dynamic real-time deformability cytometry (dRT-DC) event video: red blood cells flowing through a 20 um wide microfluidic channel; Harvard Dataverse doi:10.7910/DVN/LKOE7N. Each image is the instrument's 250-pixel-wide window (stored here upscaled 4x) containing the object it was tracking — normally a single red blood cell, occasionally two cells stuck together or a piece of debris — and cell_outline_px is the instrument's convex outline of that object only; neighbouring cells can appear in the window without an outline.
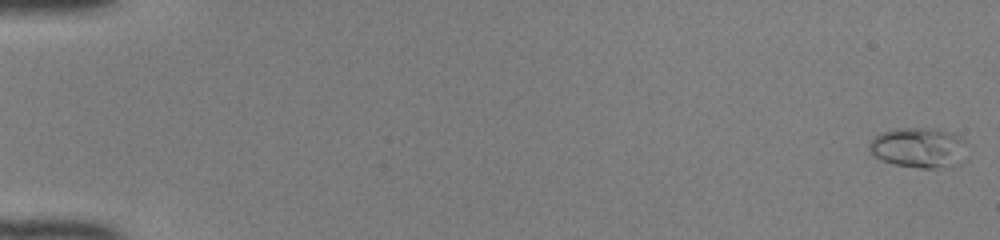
{"species": "common noctule bat (a hibernating species)", "species_latin": "Nyctalus noctula", "temperature_condition": "room temperature", "stored_images_in_passage": 50, "camera_frame_rate_fps": 3000, "um_per_image_px": 0.085, "animal": {"sex": "female", "body_mass_g": 22.0, "forearm_length_mm": 56.7}, "frame": {"image": 1, "passage_image": 1, "time_ms": 0.0, "image_size_px": [1000, 240], "cell_outline_px": [[960, 140], [952, 164], [936, 168], [920, 168], [896, 164], [872, 156], [868, 148], [868, 144], [880, 132], [896, 128], [928, 128], [952, 132], [960, 136]], "centroid_in_image_um": [77.84, 12.51], "position_along_channel_um": 7.2, "area_um2": 21.44}}
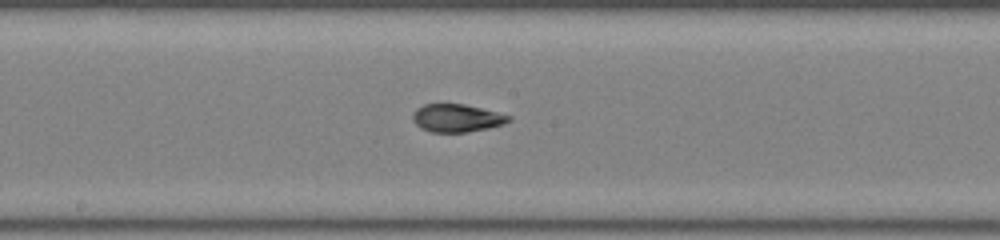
{"frame": {"image": 2, "passage_image": 28, "time_ms": 9.0, "image_size_px": [1000, 240], "cell_outline_px": [[512, 120], [504, 124], [488, 128], [468, 132], [432, 132], [420, 128], [412, 120], [412, 116], [416, 108], [424, 104], [464, 104], [512, 116]], "centroid_in_image_um": [38.82, 10.04], "position_along_channel_um": 209.4, "area_um2": 15.61}}
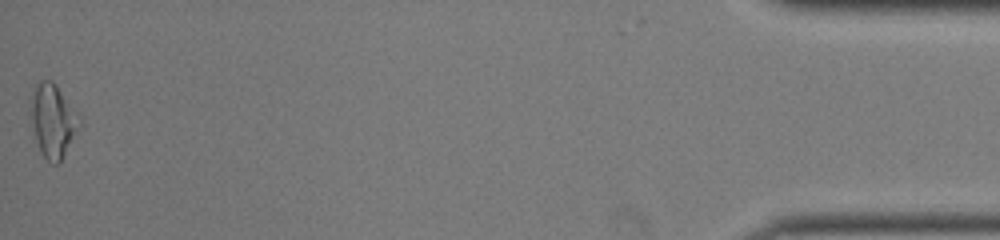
{"frame": {"image": 3, "passage_image": 50, "time_ms": 16.333, "image_size_px": [1000, 240], "cell_outline_px": [[84, 124], [60, 164], [52, 164], [40, 152], [36, 140], [28, 112], [28, 100], [32, 88], [40, 80], [52, 80], [56, 84], [80, 116]], "centroid_in_image_um": [4.5, 10.25], "position_along_channel_um": 430.7, "area_um2": 21.96}, "authors_computed_cell_mechanics": {"area_um2": 15.7794, "velocity_mm_per_s": 4.1602, "shape_relaxation_time_tau1_ms": 4.1953, "shape_relaxation_time_tau2_ms": 1.2007, "deformation_change_tau1": 0.1586, "deformation_change_tau2": 0.0682}}